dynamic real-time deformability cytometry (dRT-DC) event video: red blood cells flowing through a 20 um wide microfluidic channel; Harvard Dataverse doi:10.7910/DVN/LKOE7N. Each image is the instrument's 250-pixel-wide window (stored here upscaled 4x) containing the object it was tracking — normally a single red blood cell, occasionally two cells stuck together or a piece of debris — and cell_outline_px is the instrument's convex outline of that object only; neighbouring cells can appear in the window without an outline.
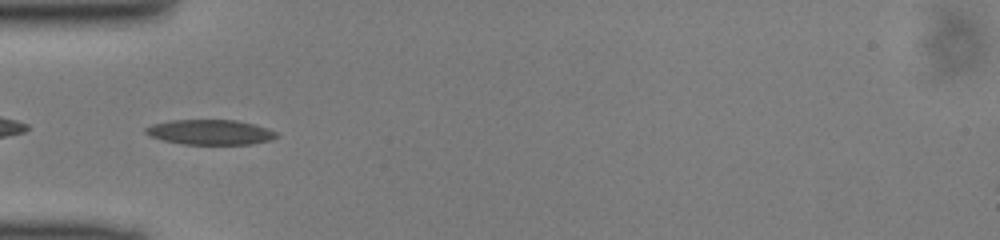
{"species": "common noctule bat (a hibernating species)", "species_latin": "Nyctalus noctula", "temperature_condition": "cold", "stored_images_in_passage": 37, "camera_frame_rate_fps": 3000, "um_per_image_px": 0.085, "animal": {"sex": "male", "body_mass_g": 13.0, "forearm_length_mm": 53.1}, "frame": {"image": 1, "passage_image": 4, "time_ms": 1.0, "image_size_px": [1000, 240], "cell_outline_px": [[280, 136], [272, 140], [252, 144], [184, 144], [164, 140], [148, 136], [144, 132], [144, 128], [152, 124], [172, 120], [236, 120], [256, 124], [268, 128], [276, 132]], "centroid_in_image_um": [17.9, 11.23], "position_along_channel_um": 67.1, "area_um2": 19.25}}
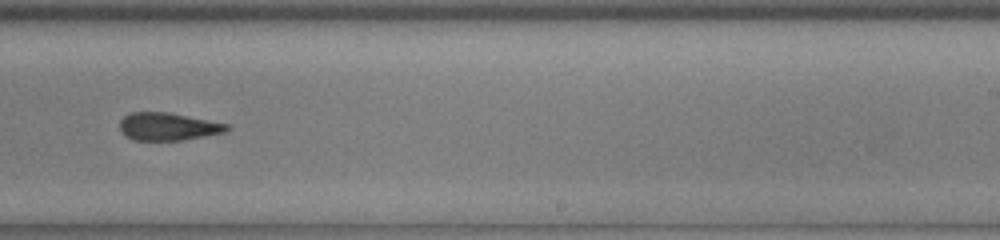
{"frame": {"image": 2, "passage_image": 19, "time_ms": 6.0, "image_size_px": [1000, 240], "cell_outline_px": [[232, 128], [224, 132], [184, 140], [132, 140], [124, 136], [120, 132], [120, 120], [124, 116], [132, 112], [168, 112], [228, 124]], "centroid_in_image_um": [14.25, 10.76], "position_along_channel_um": 274.8, "area_um2": 17.34}}
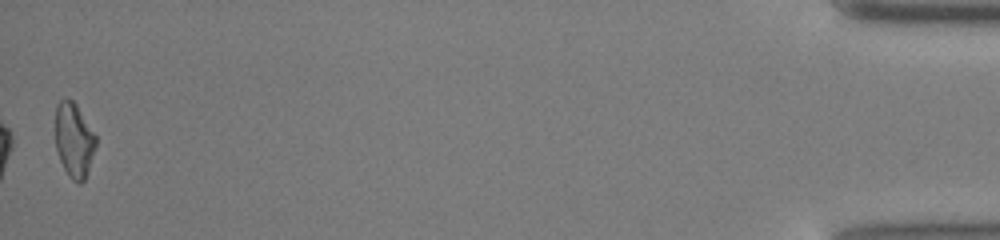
{"frame": {"image": 3, "passage_image": 37, "time_ms": 12.0, "image_size_px": [1000, 240], "cell_outline_px": [[96, 148], [84, 180], [80, 184], [72, 180], [68, 176], [60, 160], [56, 148], [56, 104], [64, 96], [72, 100], [76, 104], [96, 136]], "centroid_in_image_um": [6.29, 11.9], "position_along_channel_um": 428.9, "area_um2": 17.57}}